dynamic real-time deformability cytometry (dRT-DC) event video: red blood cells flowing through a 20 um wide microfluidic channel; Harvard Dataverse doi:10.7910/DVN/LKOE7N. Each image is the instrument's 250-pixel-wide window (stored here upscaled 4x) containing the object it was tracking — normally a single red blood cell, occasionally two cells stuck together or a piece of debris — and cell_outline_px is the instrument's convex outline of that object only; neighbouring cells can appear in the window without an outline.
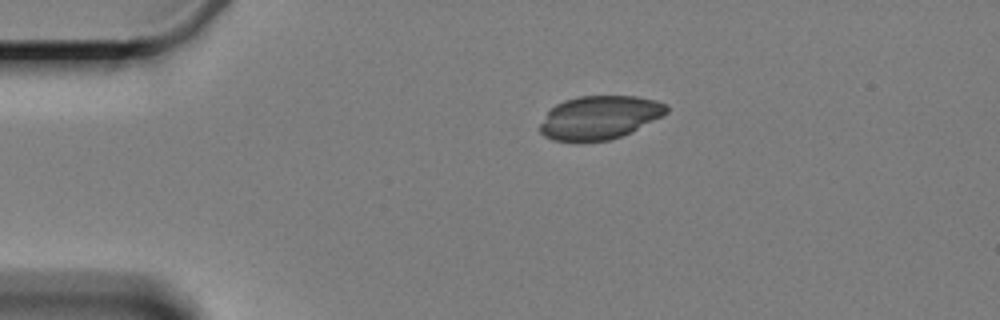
{"species": "Egyptian fruit bat (a non-hibernating species)", "species_latin": "Rousettus aegyptiacus", "temperature_condition": "cold", "stored_images_in_passage": 2, "camera_frame_rate_fps": 3000, "um_per_image_px": 0.085, "animal": {"sex": "female"}, "frame": {"image": 1, "passage_image": 1, "time_ms": 0.0, "image_size_px": [1000, 320], "cell_outline_px": [[668, 112], [620, 136], [608, 140], [556, 140], [544, 136], [540, 132], [540, 124], [548, 112], [556, 104], [564, 100], [580, 96], [636, 96], [656, 100], [664, 104], [668, 108]], "centroid_in_image_um": [50.93, 9.96], "position_along_channel_um": 34.1, "area_um2": 31.15}}